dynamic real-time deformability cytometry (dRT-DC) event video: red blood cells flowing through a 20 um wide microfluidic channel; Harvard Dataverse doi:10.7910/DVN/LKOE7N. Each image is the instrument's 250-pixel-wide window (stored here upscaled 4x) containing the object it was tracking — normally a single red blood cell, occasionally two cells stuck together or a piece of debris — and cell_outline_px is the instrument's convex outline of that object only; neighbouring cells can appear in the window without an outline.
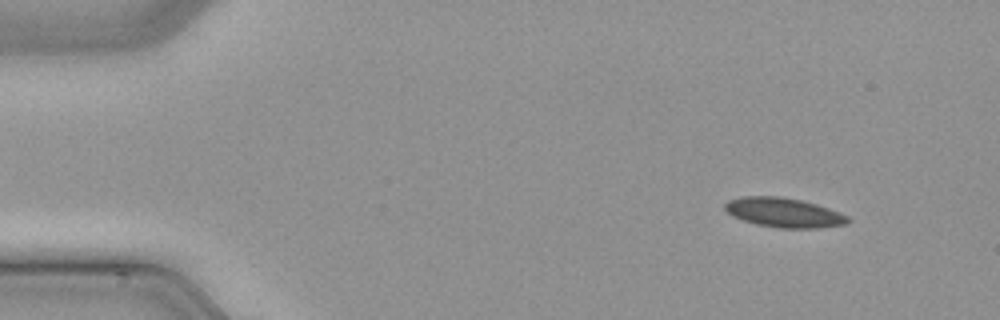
{"species": "common noctule bat (a hibernating species)", "species_latin": "Nyctalus noctula", "temperature_condition": "cold", "stored_images_in_passage": 49, "camera_frame_rate_fps": 3000, "um_per_image_px": 0.085, "animal": {"sex": "male", "body_mass_g": 21.5, "forearm_length_mm": 52.0}, "frame": {"image": 1, "passage_image": 5, "time_ms": 1.333, "image_size_px": [1000, 320], "cell_outline_px": [[852, 220], [844, 224], [820, 228], [780, 228], [756, 224], [732, 216], [724, 208], [724, 204], [728, 200], [740, 196], [780, 196], [800, 200], [816, 204], [828, 208], [848, 216]], "centroid_in_image_um": [66.61, 18.06], "position_along_channel_um": 18.4, "area_um2": 21.1}}
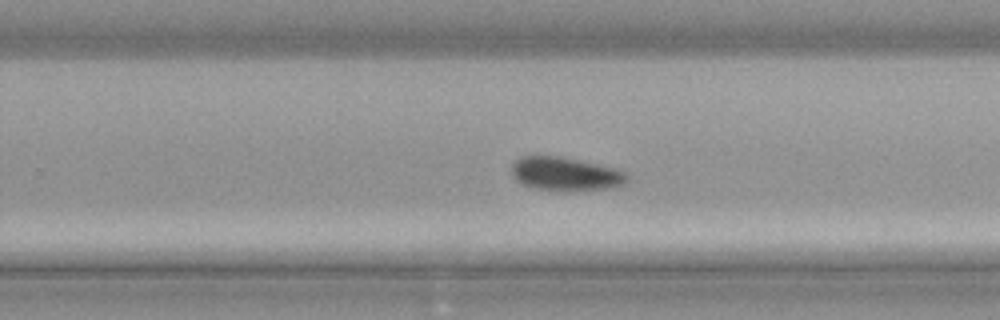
{"frame": {"image": 2, "passage_image": 31, "time_ms": 10.0, "image_size_px": [1000, 320], "cell_outline_px": [[628, 180], [624, 184], [612, 188], [564, 192], [536, 188], [524, 184], [516, 180], [512, 176], [512, 164], [520, 156], [560, 156], [616, 168], [624, 172], [628, 176]], "centroid_in_image_um": [48.08, 14.8], "position_along_channel_um": 281.7, "area_um2": 22.77}}
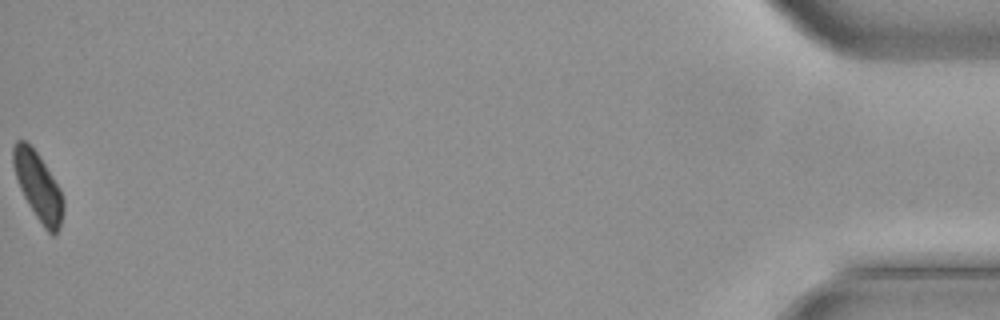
{"frame": {"image": 3, "passage_image": 49, "time_ms": 16.0, "image_size_px": [1000, 320], "cell_outline_px": [[64, 208], [60, 228], [56, 236], [52, 236], [44, 228], [28, 204], [20, 188], [12, 164], [12, 148], [16, 140], [24, 140], [40, 156], [60, 188], [64, 200]], "centroid_in_image_um": [3.26, 15.87], "position_along_channel_um": 431.9, "area_um2": 19.88}}